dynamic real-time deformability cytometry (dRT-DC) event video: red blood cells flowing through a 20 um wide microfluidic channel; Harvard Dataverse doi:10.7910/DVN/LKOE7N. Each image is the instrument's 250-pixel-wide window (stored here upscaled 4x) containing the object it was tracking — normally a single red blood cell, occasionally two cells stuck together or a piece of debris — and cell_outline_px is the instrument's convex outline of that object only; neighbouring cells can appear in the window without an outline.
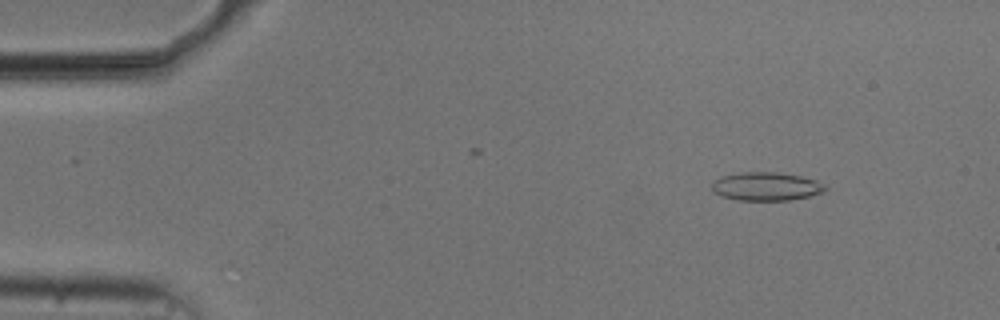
{"species": "common noctule bat (a hibernating species)", "species_latin": "Nyctalus noctula", "temperature_condition": "cold", "stored_images_in_passage": 5, "camera_frame_rate_fps": 3000, "um_per_image_px": 0.085, "animal": {"sex": "male", "body_mass_g": 20.5, "forearm_length_mm": 52.5}, "frame": {"image": 1, "passage_image": 2, "time_ms": 0.333, "image_size_px": [1000, 320], "cell_outline_px": [[828, 188], [824, 192], [808, 196], [788, 200], [736, 200], [720, 196], [712, 192], [712, 180], [720, 176], [740, 172], [776, 172], [800, 176], [816, 180], [824, 184]], "centroid_in_image_um": [65.08, 15.84], "position_along_channel_um": 19.9, "area_um2": 18.96}}